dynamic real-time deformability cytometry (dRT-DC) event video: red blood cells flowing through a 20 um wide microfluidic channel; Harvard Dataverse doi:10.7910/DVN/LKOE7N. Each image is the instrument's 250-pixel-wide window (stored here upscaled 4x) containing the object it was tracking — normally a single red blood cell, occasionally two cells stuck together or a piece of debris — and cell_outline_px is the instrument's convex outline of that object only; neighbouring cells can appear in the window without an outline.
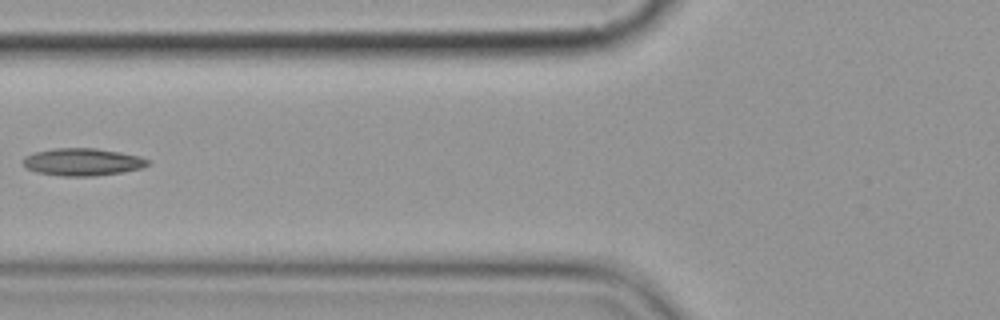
{"species": "common noctule bat (a hibernating species)", "species_latin": "Nyctalus noctula", "temperature_condition": "cold", "stored_images_in_passage": 5, "camera_frame_rate_fps": 3000, "um_per_image_px": 0.085, "animal": {"sex": "female", "body_mass_g": 19.9}, "frame": {"image": 1, "passage_image": 4, "time_ms": 3.667, "image_size_px": [1000, 320], "cell_outline_px": [[148, 164], [140, 168], [124, 172], [96, 176], [64, 176], [36, 172], [28, 168], [24, 164], [24, 156], [36, 152], [52, 148], [96, 148], [120, 152], [140, 156], [148, 160]], "centroid_in_image_um": [7.02, 13.76], "position_along_channel_um": 118.8, "area_um2": 19.83}}
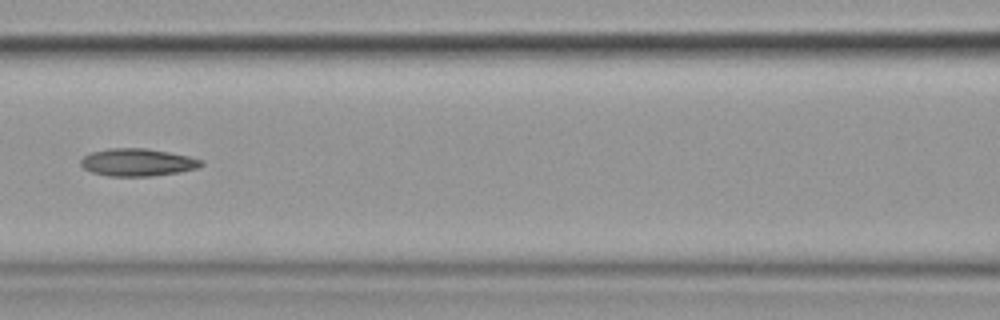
{"frame": {"image": 2, "passage_image": 5, "time_ms": 4.667, "image_size_px": [1000, 320], "cell_outline_px": [[204, 164], [200, 168], [180, 172], [152, 176], [108, 176], [92, 172], [84, 168], [80, 164], [80, 160], [84, 156], [92, 152], [108, 148], [144, 148], [168, 152], [188, 156], [204, 160]], "centroid_in_image_um": [11.72, 13.8], "position_along_channel_um": 154.9, "area_um2": 19.42}}